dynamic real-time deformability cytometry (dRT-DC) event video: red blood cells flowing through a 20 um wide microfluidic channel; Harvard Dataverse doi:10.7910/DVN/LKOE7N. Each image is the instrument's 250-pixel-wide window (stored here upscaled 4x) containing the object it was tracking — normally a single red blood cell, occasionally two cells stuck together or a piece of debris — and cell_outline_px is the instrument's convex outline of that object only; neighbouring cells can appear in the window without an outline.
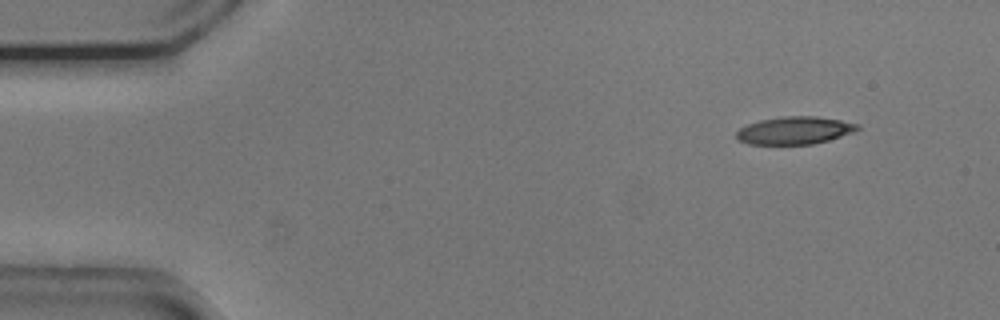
{"species": "common noctule bat (a hibernating species)", "species_latin": "Nyctalus noctula", "temperature_condition": "cold", "stored_images_in_passage": 39, "camera_frame_rate_fps": 3000, "um_per_image_px": 0.085, "animal": {"sex": "male", "body_mass_g": 20.5, "forearm_length_mm": 52.5}, "frame": {"image": 1, "passage_image": 1, "time_ms": 0.0, "image_size_px": [1000, 320], "cell_outline_px": [[860, 128], [852, 132], [828, 140], [812, 144], [748, 144], [740, 140], [736, 136], [736, 132], [740, 128], [748, 124], [760, 120], [784, 116], [816, 116], [840, 120], [860, 124]], "centroid_in_image_um": [67.54, 11.08], "position_along_channel_um": 17.5, "area_um2": 19.31}}
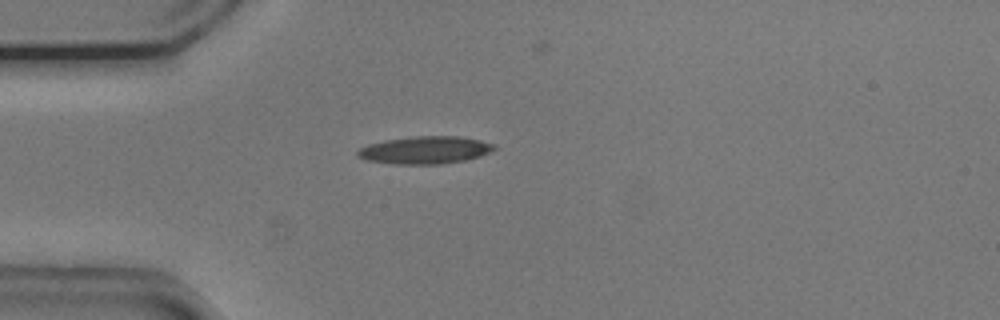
{"frame": {"image": 2, "passage_image": 10, "time_ms": 3.0, "image_size_px": [1000, 320], "cell_outline_px": [[496, 148], [480, 156], [464, 160], [440, 164], [392, 164], [368, 160], [356, 156], [356, 152], [360, 148], [368, 144], [384, 140], [416, 136], [456, 136], [480, 140], [496, 144]], "centroid_in_image_um": [36.11, 12.75], "position_along_channel_um": 48.9, "area_um2": 21.85}}
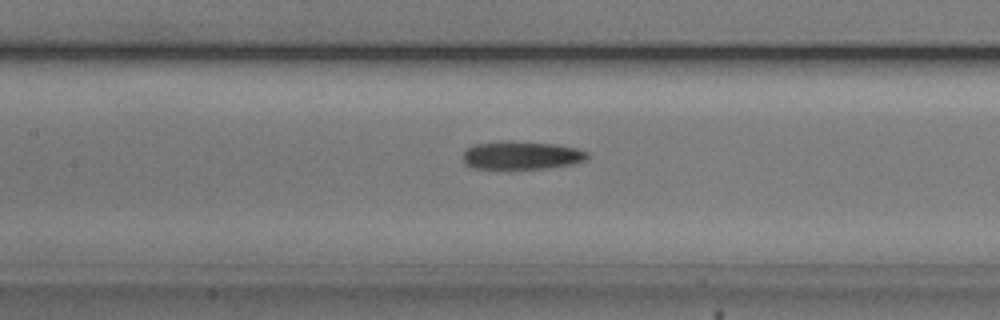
{"frame": {"image": 3, "passage_image": 20, "time_ms": 6.333, "image_size_px": [1000, 320], "cell_outline_px": [[588, 156], [584, 160], [572, 164], [544, 168], [472, 168], [464, 164], [464, 152], [468, 148], [476, 144], [500, 140], [508, 140], [556, 144], [576, 148], [588, 152]], "centroid_in_image_um": [44.31, 13.18], "position_along_channel_um": 163.1, "area_um2": 20.35}}